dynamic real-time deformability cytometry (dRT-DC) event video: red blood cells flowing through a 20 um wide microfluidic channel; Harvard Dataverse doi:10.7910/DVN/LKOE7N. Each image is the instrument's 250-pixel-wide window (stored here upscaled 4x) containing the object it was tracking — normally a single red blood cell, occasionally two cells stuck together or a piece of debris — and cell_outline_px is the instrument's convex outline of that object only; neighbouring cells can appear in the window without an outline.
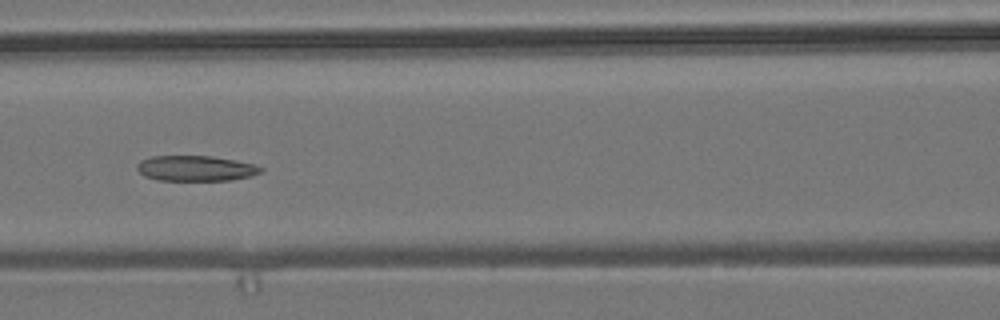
{"species": "common noctule bat (a hibernating species)", "species_latin": "Nyctalus noctula", "temperature_condition": "room temperature", "stored_images_in_passage": 8, "camera_frame_rate_fps": 3000, "um_per_image_px": 0.085, "animal": {"sex": "male", "body_mass_g": 19.2, "forearm_length_mm": 51.8}, "frame": {"image": 1, "passage_image": 6, "time_ms": 1.667, "image_size_px": [1000, 320], "cell_outline_px": [[264, 172], [252, 176], [232, 180], [160, 180], [144, 176], [136, 168], [136, 164], [140, 160], [152, 156], [212, 156], [236, 160], [256, 164], [264, 168]], "centroid_in_image_um": [16.69, 14.3], "position_along_channel_um": 149.9, "area_um2": 18.55}}
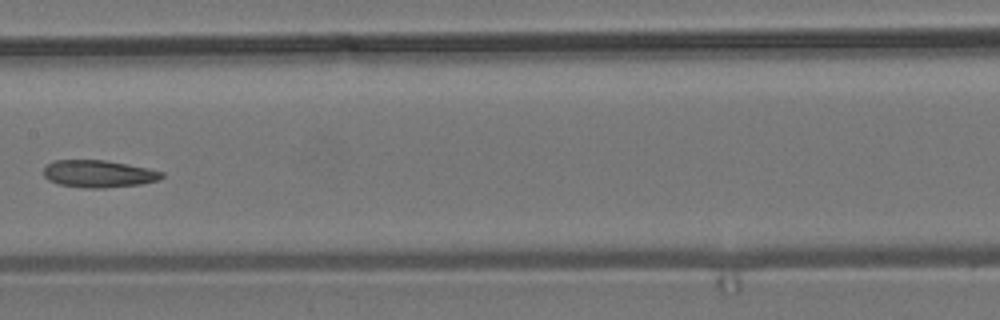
{"frame": {"image": 2, "passage_image": 7, "time_ms": 2.0, "image_size_px": [1000, 320], "cell_outline_px": [[164, 176], [156, 180], [140, 184], [104, 188], [84, 188], [60, 184], [48, 180], [44, 176], [44, 168], [52, 160], [104, 160], [148, 168], [164, 172]], "centroid_in_image_um": [8.36, 14.77], "position_along_channel_um": 199.0, "area_um2": 18.67}}
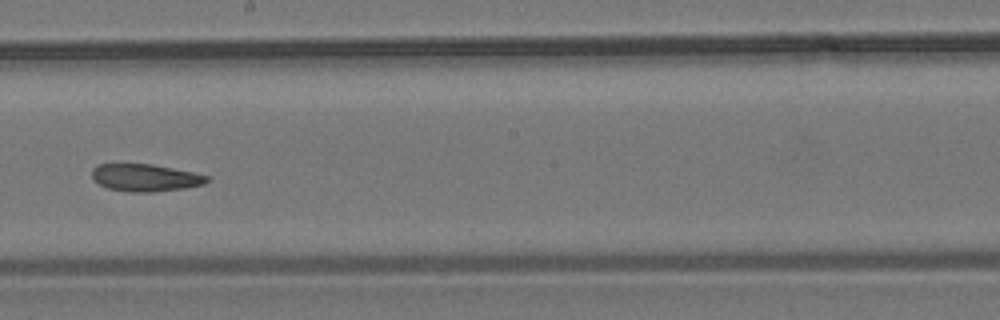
{"frame": {"image": 3, "passage_image": 8, "time_ms": 2.333, "image_size_px": [1000, 320], "cell_outline_px": [[208, 180], [204, 184], [184, 188], [152, 192], [128, 192], [108, 188], [92, 180], [92, 168], [100, 164], [152, 164], [192, 172], [208, 176]], "centroid_in_image_um": [12.31, 15.1], "position_along_channel_um": 235.9, "area_um2": 18.21}}